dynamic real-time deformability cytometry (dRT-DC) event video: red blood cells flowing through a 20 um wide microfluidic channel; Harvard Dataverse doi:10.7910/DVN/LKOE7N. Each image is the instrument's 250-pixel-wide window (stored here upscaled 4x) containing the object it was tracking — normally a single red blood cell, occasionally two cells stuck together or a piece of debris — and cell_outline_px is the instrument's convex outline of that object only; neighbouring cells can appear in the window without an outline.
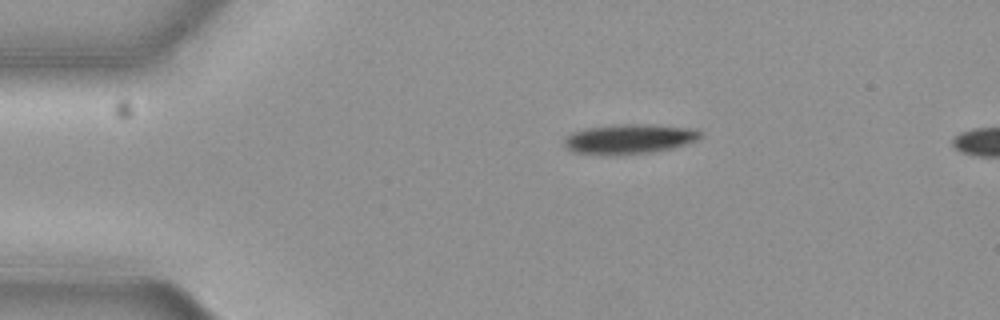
{"species": "common noctule bat (a hibernating species)", "species_latin": "Nyctalus noctula", "temperature_condition": "cold", "stored_images_in_passage": 47, "segment_of_instrument_passage": [1, 2], "camera_frame_rate_fps": 3000, "um_per_image_px": 0.085, "animal": {"sex": "female", "body_mass_g": 19.3, "forearm_length_mm": 54.1}, "frame": {"image": 1, "passage_image": 1, "time_ms": 0.0, "image_size_px": [1000, 320], "cell_outline_px": [[704, 136], [688, 144], [652, 152], [576, 152], [568, 148], [564, 144], [564, 140], [572, 132], [584, 128], [620, 124], [648, 124], [696, 128], [704, 132]], "centroid_in_image_um": [53.62, 11.75], "position_along_channel_um": 31.4, "area_um2": 22.83}}
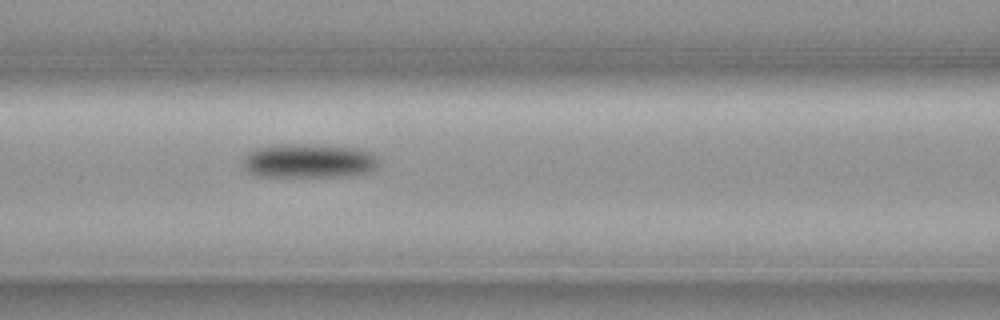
{"frame": {"image": 2, "passage_image": 14, "time_ms": 4.333, "image_size_px": [1000, 320], "cell_outline_px": [[380, 164], [372, 172], [348, 176], [256, 176], [248, 172], [240, 164], [240, 160], [252, 148], [284, 144], [296, 144], [360, 148], [376, 152], [380, 160]], "centroid_in_image_um": [26.27, 13.67], "position_along_channel_um": 140.3, "area_um2": 27.69}}
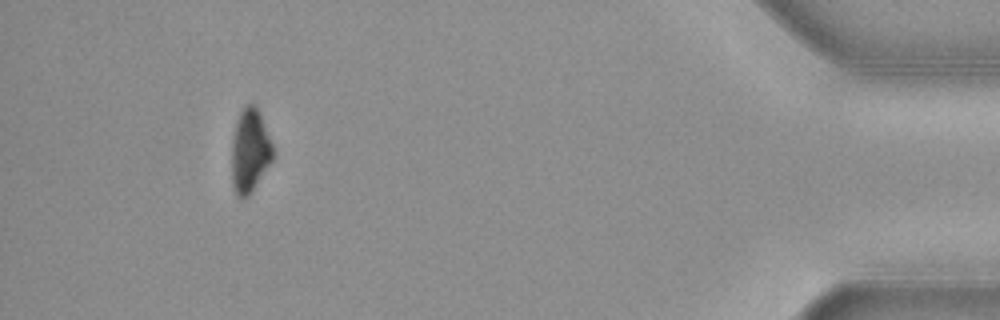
{"frame": {"image": 3, "passage_image": 42, "time_ms": 13.667, "image_size_px": [1000, 320], "cell_outline_px": [[276, 156], [248, 196], [236, 196], [232, 184], [232, 140], [236, 120], [244, 104], [256, 104], [276, 152]], "centroid_in_image_um": [21.26, 12.78], "position_along_channel_um": 413.9, "area_um2": 20.35}}